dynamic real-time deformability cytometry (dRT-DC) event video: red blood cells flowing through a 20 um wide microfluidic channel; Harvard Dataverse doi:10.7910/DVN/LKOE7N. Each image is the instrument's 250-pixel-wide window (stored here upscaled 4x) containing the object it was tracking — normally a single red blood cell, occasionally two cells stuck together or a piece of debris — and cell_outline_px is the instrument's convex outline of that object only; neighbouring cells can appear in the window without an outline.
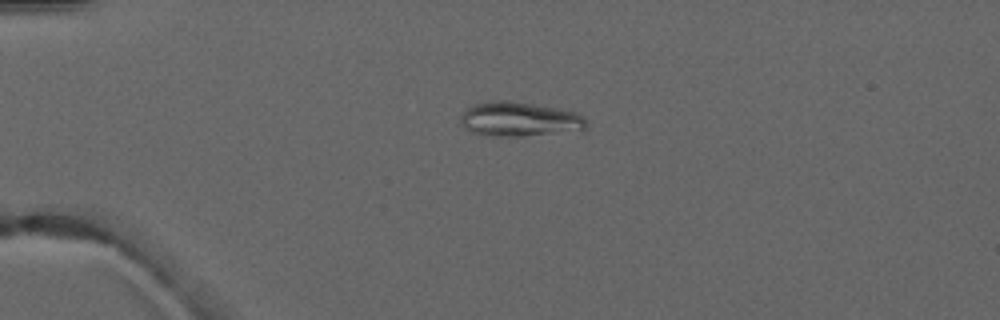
{"species": "common noctule bat (a hibernating species)", "species_latin": "Nyctalus noctula", "temperature_condition": "warm", "stored_images_in_passage": 5, "camera_frame_rate_fps": 3000, "um_per_image_px": 0.085, "animal": {"sex": "male", "forearm_length_mm": 52.5}, "frame": {"image": 1, "passage_image": 4, "time_ms": 3.333, "image_size_px": [1000, 320], "cell_outline_px": [[588, 124], [584, 128], [520, 136], [484, 136], [472, 132], [464, 128], [460, 124], [460, 116], [468, 108], [476, 104], [488, 100], [508, 100], [556, 108], [576, 112]], "centroid_in_image_um": [44.02, 10.12], "position_along_channel_um": 41.0, "area_um2": 24.74}}